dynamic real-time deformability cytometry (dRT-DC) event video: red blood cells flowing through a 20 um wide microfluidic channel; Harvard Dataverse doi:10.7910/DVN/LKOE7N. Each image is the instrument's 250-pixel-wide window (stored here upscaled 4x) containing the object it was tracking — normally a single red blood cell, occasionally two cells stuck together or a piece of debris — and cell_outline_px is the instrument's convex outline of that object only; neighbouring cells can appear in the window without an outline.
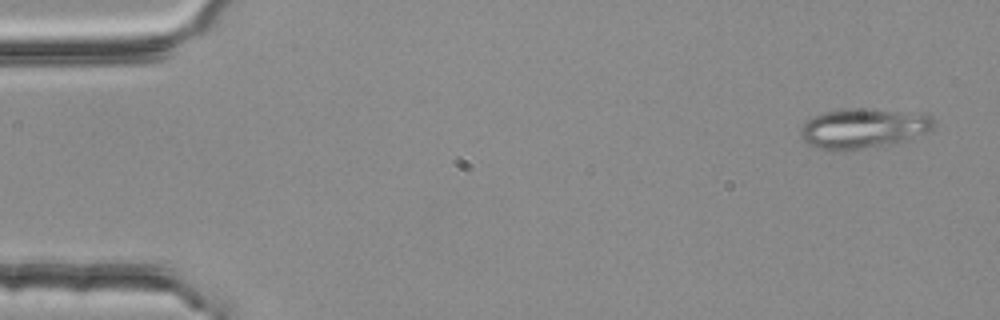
{"species": "common noctule bat (a hibernating species)", "species_latin": "Nyctalus noctula", "temperature_condition": "room temperature", "stored_images_in_passage": 5, "segment_of_instrument_passage": [1, 2], "camera_frame_rate_fps": 3000, "um_per_image_px": 0.085, "animal": {"sex": "female", "body_mass_g": 25.1}, "frame": {"image": 1, "passage_image": 1, "time_ms": 0.0, "image_size_px": [1000, 320], "cell_outline_px": [[936, 124], [928, 132], [896, 144], [836, 152], [832, 152], [808, 144], [804, 140], [800, 132], [800, 128], [808, 120], [824, 112], [852, 108], [896, 112], [932, 116], [936, 120]], "centroid_in_image_um": [73.37, 10.96], "position_along_channel_um": 11.6, "area_um2": 30.69}}
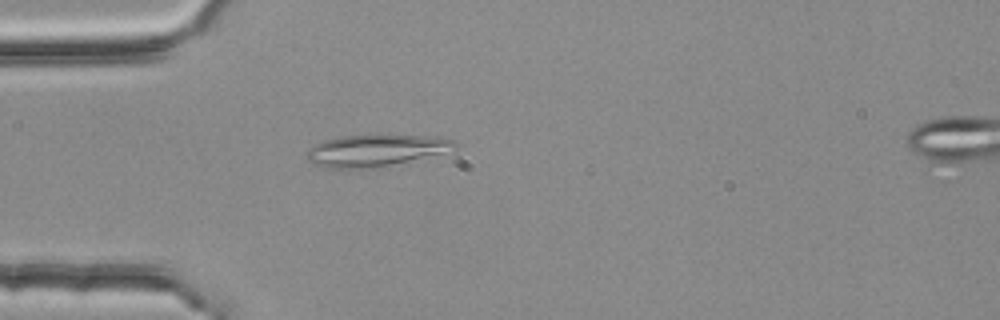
{"frame": {"image": 2, "passage_image": 4, "time_ms": 1.0, "image_size_px": [1000, 320], "cell_outline_px": [[456, 148], [440, 152], [388, 164], [368, 168], [328, 168], [312, 164], [308, 160], [308, 148], [324, 140], [340, 136], [436, 136], [452, 140], [456, 144]], "centroid_in_image_um": [31.81, 12.78], "position_along_channel_um": 53.2, "area_um2": 26.13}}